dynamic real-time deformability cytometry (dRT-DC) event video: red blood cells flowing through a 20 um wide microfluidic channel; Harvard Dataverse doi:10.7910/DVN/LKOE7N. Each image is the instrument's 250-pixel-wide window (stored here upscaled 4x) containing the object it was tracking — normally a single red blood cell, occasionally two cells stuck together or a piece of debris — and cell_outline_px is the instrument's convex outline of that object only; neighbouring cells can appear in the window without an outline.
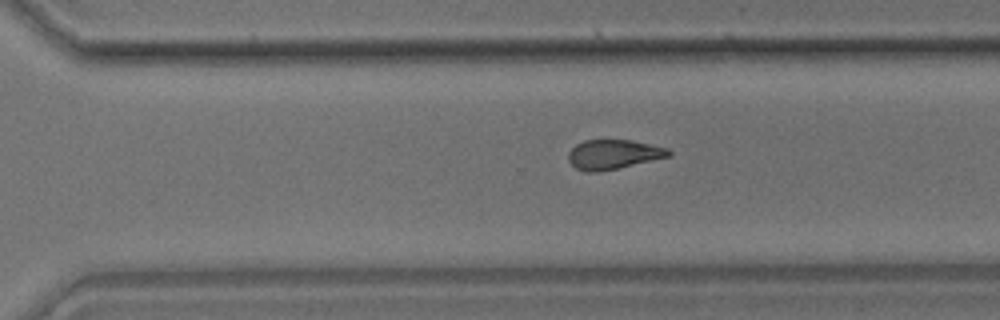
{"species": "common noctule bat (a hibernating species)", "species_latin": "Nyctalus noctula", "temperature_condition": "room temperature", "stored_images_in_passage": 35, "camera_frame_rate_fps": 3000, "um_per_image_px": 0.085, "animal": {"sex": "male", "body_mass_g": 17.9}, "frame": {"image": 1, "passage_image": 30, "time_ms": 9.667, "image_size_px": [1000, 320], "cell_outline_px": [[672, 156], [616, 168], [596, 172], [588, 172], [576, 168], [568, 160], [568, 152], [576, 144], [584, 140], [632, 140], [668, 148], [672, 152]], "centroid_in_image_um": [52.15, 13.11], "position_along_channel_um": 318.5, "area_um2": 17.17}}